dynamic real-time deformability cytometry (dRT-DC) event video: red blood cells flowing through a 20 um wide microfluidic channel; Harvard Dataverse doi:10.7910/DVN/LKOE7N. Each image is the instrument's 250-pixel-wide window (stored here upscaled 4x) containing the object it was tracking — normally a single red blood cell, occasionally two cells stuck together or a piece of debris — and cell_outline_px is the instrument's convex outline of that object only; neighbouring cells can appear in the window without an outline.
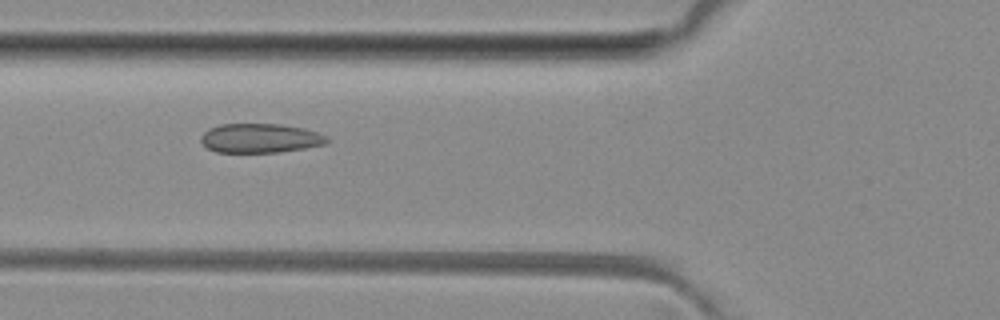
{"species": "common noctule bat (a hibernating species)", "species_latin": "Nyctalus noctula", "temperature_condition": "room temperature", "stored_images_in_passage": 6, "camera_frame_rate_fps": 3000, "um_per_image_px": 0.085, "animal": {"sex": "female", "body_mass_g": 29.2, "forearm_length_mm": 56.3}, "frame": {"image": 1, "passage_image": 6, "time_ms": 5.667, "image_size_px": [1000, 320], "cell_outline_px": [[328, 140], [324, 144], [304, 148], [276, 152], [216, 152], [208, 148], [200, 140], [200, 136], [208, 128], [220, 124], [280, 124], [304, 128], [328, 136]], "centroid_in_image_um": [22.08, 11.74], "position_along_channel_um": 103.7, "area_um2": 21.39}}